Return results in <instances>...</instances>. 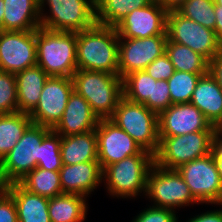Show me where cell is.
Listing matches in <instances>:
<instances>
[{
    "mask_svg": "<svg viewBox=\"0 0 222 222\" xmlns=\"http://www.w3.org/2000/svg\"><path fill=\"white\" fill-rule=\"evenodd\" d=\"M77 69L118 75L119 35L115 27L95 24L77 32Z\"/></svg>",
    "mask_w": 222,
    "mask_h": 222,
    "instance_id": "cell-1",
    "label": "cell"
},
{
    "mask_svg": "<svg viewBox=\"0 0 222 222\" xmlns=\"http://www.w3.org/2000/svg\"><path fill=\"white\" fill-rule=\"evenodd\" d=\"M77 32L36 29L37 65L48 76L71 78L77 70Z\"/></svg>",
    "mask_w": 222,
    "mask_h": 222,
    "instance_id": "cell-2",
    "label": "cell"
},
{
    "mask_svg": "<svg viewBox=\"0 0 222 222\" xmlns=\"http://www.w3.org/2000/svg\"><path fill=\"white\" fill-rule=\"evenodd\" d=\"M74 91L84 97L100 119H110L123 97V80L119 75L77 69L71 77Z\"/></svg>",
    "mask_w": 222,
    "mask_h": 222,
    "instance_id": "cell-3",
    "label": "cell"
},
{
    "mask_svg": "<svg viewBox=\"0 0 222 222\" xmlns=\"http://www.w3.org/2000/svg\"><path fill=\"white\" fill-rule=\"evenodd\" d=\"M155 163L153 154H137L106 166L102 180L111 196L134 198L139 193L145 195L147 176Z\"/></svg>",
    "mask_w": 222,
    "mask_h": 222,
    "instance_id": "cell-4",
    "label": "cell"
},
{
    "mask_svg": "<svg viewBox=\"0 0 222 222\" xmlns=\"http://www.w3.org/2000/svg\"><path fill=\"white\" fill-rule=\"evenodd\" d=\"M110 120L129 134L143 150L153 155L157 153L160 145L157 113L123 96Z\"/></svg>",
    "mask_w": 222,
    "mask_h": 222,
    "instance_id": "cell-5",
    "label": "cell"
},
{
    "mask_svg": "<svg viewBox=\"0 0 222 222\" xmlns=\"http://www.w3.org/2000/svg\"><path fill=\"white\" fill-rule=\"evenodd\" d=\"M45 3L51 15L43 13ZM39 9L41 27L51 31L80 32L96 24L95 0H39Z\"/></svg>",
    "mask_w": 222,
    "mask_h": 222,
    "instance_id": "cell-6",
    "label": "cell"
},
{
    "mask_svg": "<svg viewBox=\"0 0 222 222\" xmlns=\"http://www.w3.org/2000/svg\"><path fill=\"white\" fill-rule=\"evenodd\" d=\"M51 128L31 123L0 162V184L18 183L39 163V145Z\"/></svg>",
    "mask_w": 222,
    "mask_h": 222,
    "instance_id": "cell-7",
    "label": "cell"
},
{
    "mask_svg": "<svg viewBox=\"0 0 222 222\" xmlns=\"http://www.w3.org/2000/svg\"><path fill=\"white\" fill-rule=\"evenodd\" d=\"M214 134L215 131H196L180 136H159L155 164L165 169H177L184 163L208 155Z\"/></svg>",
    "mask_w": 222,
    "mask_h": 222,
    "instance_id": "cell-8",
    "label": "cell"
},
{
    "mask_svg": "<svg viewBox=\"0 0 222 222\" xmlns=\"http://www.w3.org/2000/svg\"><path fill=\"white\" fill-rule=\"evenodd\" d=\"M166 33L168 40L191 48L209 62L222 49V42L214 30L184 17L177 10L167 12Z\"/></svg>",
    "mask_w": 222,
    "mask_h": 222,
    "instance_id": "cell-9",
    "label": "cell"
},
{
    "mask_svg": "<svg viewBox=\"0 0 222 222\" xmlns=\"http://www.w3.org/2000/svg\"><path fill=\"white\" fill-rule=\"evenodd\" d=\"M145 195L153 200L152 206L171 210L199 203L176 169H165L155 163L147 176Z\"/></svg>",
    "mask_w": 222,
    "mask_h": 222,
    "instance_id": "cell-10",
    "label": "cell"
},
{
    "mask_svg": "<svg viewBox=\"0 0 222 222\" xmlns=\"http://www.w3.org/2000/svg\"><path fill=\"white\" fill-rule=\"evenodd\" d=\"M176 170L199 204L222 205V179L212 152L184 163Z\"/></svg>",
    "mask_w": 222,
    "mask_h": 222,
    "instance_id": "cell-11",
    "label": "cell"
},
{
    "mask_svg": "<svg viewBox=\"0 0 222 222\" xmlns=\"http://www.w3.org/2000/svg\"><path fill=\"white\" fill-rule=\"evenodd\" d=\"M167 33L148 38H119L118 75L144 70L165 53Z\"/></svg>",
    "mask_w": 222,
    "mask_h": 222,
    "instance_id": "cell-12",
    "label": "cell"
},
{
    "mask_svg": "<svg viewBox=\"0 0 222 222\" xmlns=\"http://www.w3.org/2000/svg\"><path fill=\"white\" fill-rule=\"evenodd\" d=\"M98 161L101 169L137 154H152L143 150L133 138L110 119H100L96 126Z\"/></svg>",
    "mask_w": 222,
    "mask_h": 222,
    "instance_id": "cell-13",
    "label": "cell"
},
{
    "mask_svg": "<svg viewBox=\"0 0 222 222\" xmlns=\"http://www.w3.org/2000/svg\"><path fill=\"white\" fill-rule=\"evenodd\" d=\"M35 65L36 30H0V70L16 74Z\"/></svg>",
    "mask_w": 222,
    "mask_h": 222,
    "instance_id": "cell-14",
    "label": "cell"
},
{
    "mask_svg": "<svg viewBox=\"0 0 222 222\" xmlns=\"http://www.w3.org/2000/svg\"><path fill=\"white\" fill-rule=\"evenodd\" d=\"M73 91L72 78L49 76L38 105L29 114L32 123L53 129L61 120Z\"/></svg>",
    "mask_w": 222,
    "mask_h": 222,
    "instance_id": "cell-15",
    "label": "cell"
},
{
    "mask_svg": "<svg viewBox=\"0 0 222 222\" xmlns=\"http://www.w3.org/2000/svg\"><path fill=\"white\" fill-rule=\"evenodd\" d=\"M166 19L167 11L153 0L130 12L115 28L119 38H148L166 32Z\"/></svg>",
    "mask_w": 222,
    "mask_h": 222,
    "instance_id": "cell-16",
    "label": "cell"
},
{
    "mask_svg": "<svg viewBox=\"0 0 222 222\" xmlns=\"http://www.w3.org/2000/svg\"><path fill=\"white\" fill-rule=\"evenodd\" d=\"M159 136H180L196 131H215L210 121L193 104H172L158 115Z\"/></svg>",
    "mask_w": 222,
    "mask_h": 222,
    "instance_id": "cell-17",
    "label": "cell"
},
{
    "mask_svg": "<svg viewBox=\"0 0 222 222\" xmlns=\"http://www.w3.org/2000/svg\"><path fill=\"white\" fill-rule=\"evenodd\" d=\"M102 171L99 161L62 164L59 170L62 192L87 197L102 183Z\"/></svg>",
    "mask_w": 222,
    "mask_h": 222,
    "instance_id": "cell-18",
    "label": "cell"
},
{
    "mask_svg": "<svg viewBox=\"0 0 222 222\" xmlns=\"http://www.w3.org/2000/svg\"><path fill=\"white\" fill-rule=\"evenodd\" d=\"M99 119L93 113L87 100L75 91L70 95L61 120L53 128L61 136L93 131Z\"/></svg>",
    "mask_w": 222,
    "mask_h": 222,
    "instance_id": "cell-19",
    "label": "cell"
},
{
    "mask_svg": "<svg viewBox=\"0 0 222 222\" xmlns=\"http://www.w3.org/2000/svg\"><path fill=\"white\" fill-rule=\"evenodd\" d=\"M190 103L195 105L213 126L222 119V89L210 71L200 77Z\"/></svg>",
    "mask_w": 222,
    "mask_h": 222,
    "instance_id": "cell-20",
    "label": "cell"
},
{
    "mask_svg": "<svg viewBox=\"0 0 222 222\" xmlns=\"http://www.w3.org/2000/svg\"><path fill=\"white\" fill-rule=\"evenodd\" d=\"M3 30L32 31L40 25L39 0H3Z\"/></svg>",
    "mask_w": 222,
    "mask_h": 222,
    "instance_id": "cell-21",
    "label": "cell"
},
{
    "mask_svg": "<svg viewBox=\"0 0 222 222\" xmlns=\"http://www.w3.org/2000/svg\"><path fill=\"white\" fill-rule=\"evenodd\" d=\"M3 188L14 199L18 222H51L48 214L49 198L33 194L19 183H11Z\"/></svg>",
    "mask_w": 222,
    "mask_h": 222,
    "instance_id": "cell-22",
    "label": "cell"
},
{
    "mask_svg": "<svg viewBox=\"0 0 222 222\" xmlns=\"http://www.w3.org/2000/svg\"><path fill=\"white\" fill-rule=\"evenodd\" d=\"M15 76L18 112L30 114L38 105L40 94L49 76L38 65L26 68Z\"/></svg>",
    "mask_w": 222,
    "mask_h": 222,
    "instance_id": "cell-23",
    "label": "cell"
},
{
    "mask_svg": "<svg viewBox=\"0 0 222 222\" xmlns=\"http://www.w3.org/2000/svg\"><path fill=\"white\" fill-rule=\"evenodd\" d=\"M60 153L62 164L64 165L98 161L97 136L95 130L75 135L61 136Z\"/></svg>",
    "mask_w": 222,
    "mask_h": 222,
    "instance_id": "cell-24",
    "label": "cell"
},
{
    "mask_svg": "<svg viewBox=\"0 0 222 222\" xmlns=\"http://www.w3.org/2000/svg\"><path fill=\"white\" fill-rule=\"evenodd\" d=\"M86 197L63 193L49 198L48 214L51 222H83L86 219Z\"/></svg>",
    "mask_w": 222,
    "mask_h": 222,
    "instance_id": "cell-25",
    "label": "cell"
},
{
    "mask_svg": "<svg viewBox=\"0 0 222 222\" xmlns=\"http://www.w3.org/2000/svg\"><path fill=\"white\" fill-rule=\"evenodd\" d=\"M153 0H95L96 24L115 27L135 9L150 4Z\"/></svg>",
    "mask_w": 222,
    "mask_h": 222,
    "instance_id": "cell-26",
    "label": "cell"
},
{
    "mask_svg": "<svg viewBox=\"0 0 222 222\" xmlns=\"http://www.w3.org/2000/svg\"><path fill=\"white\" fill-rule=\"evenodd\" d=\"M165 53L175 70L189 73H208L210 62L191 48L167 39Z\"/></svg>",
    "mask_w": 222,
    "mask_h": 222,
    "instance_id": "cell-27",
    "label": "cell"
},
{
    "mask_svg": "<svg viewBox=\"0 0 222 222\" xmlns=\"http://www.w3.org/2000/svg\"><path fill=\"white\" fill-rule=\"evenodd\" d=\"M31 123L27 113L0 114V162L17 144Z\"/></svg>",
    "mask_w": 222,
    "mask_h": 222,
    "instance_id": "cell-28",
    "label": "cell"
},
{
    "mask_svg": "<svg viewBox=\"0 0 222 222\" xmlns=\"http://www.w3.org/2000/svg\"><path fill=\"white\" fill-rule=\"evenodd\" d=\"M27 191L46 198L63 194L59 171L36 167L18 182Z\"/></svg>",
    "mask_w": 222,
    "mask_h": 222,
    "instance_id": "cell-29",
    "label": "cell"
},
{
    "mask_svg": "<svg viewBox=\"0 0 222 222\" xmlns=\"http://www.w3.org/2000/svg\"><path fill=\"white\" fill-rule=\"evenodd\" d=\"M122 80L123 96L132 102L141 104L148 98H152L153 81H157L145 70L132 72Z\"/></svg>",
    "mask_w": 222,
    "mask_h": 222,
    "instance_id": "cell-30",
    "label": "cell"
},
{
    "mask_svg": "<svg viewBox=\"0 0 222 222\" xmlns=\"http://www.w3.org/2000/svg\"><path fill=\"white\" fill-rule=\"evenodd\" d=\"M206 73H189L175 70L174 74L167 80L171 103H190V99L196 88L197 82Z\"/></svg>",
    "mask_w": 222,
    "mask_h": 222,
    "instance_id": "cell-31",
    "label": "cell"
},
{
    "mask_svg": "<svg viewBox=\"0 0 222 222\" xmlns=\"http://www.w3.org/2000/svg\"><path fill=\"white\" fill-rule=\"evenodd\" d=\"M177 11L205 28L215 30V2L212 0H187Z\"/></svg>",
    "mask_w": 222,
    "mask_h": 222,
    "instance_id": "cell-32",
    "label": "cell"
},
{
    "mask_svg": "<svg viewBox=\"0 0 222 222\" xmlns=\"http://www.w3.org/2000/svg\"><path fill=\"white\" fill-rule=\"evenodd\" d=\"M61 135L51 129L39 145V163L41 169L59 171L62 167L60 153Z\"/></svg>",
    "mask_w": 222,
    "mask_h": 222,
    "instance_id": "cell-33",
    "label": "cell"
},
{
    "mask_svg": "<svg viewBox=\"0 0 222 222\" xmlns=\"http://www.w3.org/2000/svg\"><path fill=\"white\" fill-rule=\"evenodd\" d=\"M18 112L16 76L0 70V114Z\"/></svg>",
    "mask_w": 222,
    "mask_h": 222,
    "instance_id": "cell-34",
    "label": "cell"
},
{
    "mask_svg": "<svg viewBox=\"0 0 222 222\" xmlns=\"http://www.w3.org/2000/svg\"><path fill=\"white\" fill-rule=\"evenodd\" d=\"M143 104L158 115L171 106L168 82L163 80L153 81L152 98H148Z\"/></svg>",
    "mask_w": 222,
    "mask_h": 222,
    "instance_id": "cell-35",
    "label": "cell"
},
{
    "mask_svg": "<svg viewBox=\"0 0 222 222\" xmlns=\"http://www.w3.org/2000/svg\"><path fill=\"white\" fill-rule=\"evenodd\" d=\"M175 210L150 206L138 214L132 222H178Z\"/></svg>",
    "mask_w": 222,
    "mask_h": 222,
    "instance_id": "cell-36",
    "label": "cell"
},
{
    "mask_svg": "<svg viewBox=\"0 0 222 222\" xmlns=\"http://www.w3.org/2000/svg\"><path fill=\"white\" fill-rule=\"evenodd\" d=\"M155 80L167 81L175 72V68L166 53L156 58L144 69Z\"/></svg>",
    "mask_w": 222,
    "mask_h": 222,
    "instance_id": "cell-37",
    "label": "cell"
},
{
    "mask_svg": "<svg viewBox=\"0 0 222 222\" xmlns=\"http://www.w3.org/2000/svg\"><path fill=\"white\" fill-rule=\"evenodd\" d=\"M0 222H18L14 199L3 187L0 188Z\"/></svg>",
    "mask_w": 222,
    "mask_h": 222,
    "instance_id": "cell-38",
    "label": "cell"
},
{
    "mask_svg": "<svg viewBox=\"0 0 222 222\" xmlns=\"http://www.w3.org/2000/svg\"><path fill=\"white\" fill-rule=\"evenodd\" d=\"M214 161L216 163L218 172L222 179V136L215 133L212 139V150H211Z\"/></svg>",
    "mask_w": 222,
    "mask_h": 222,
    "instance_id": "cell-39",
    "label": "cell"
},
{
    "mask_svg": "<svg viewBox=\"0 0 222 222\" xmlns=\"http://www.w3.org/2000/svg\"><path fill=\"white\" fill-rule=\"evenodd\" d=\"M209 71L216 78L220 88L222 89V49L210 61Z\"/></svg>",
    "mask_w": 222,
    "mask_h": 222,
    "instance_id": "cell-40",
    "label": "cell"
},
{
    "mask_svg": "<svg viewBox=\"0 0 222 222\" xmlns=\"http://www.w3.org/2000/svg\"><path fill=\"white\" fill-rule=\"evenodd\" d=\"M187 222H222V210L207 211L193 216Z\"/></svg>",
    "mask_w": 222,
    "mask_h": 222,
    "instance_id": "cell-41",
    "label": "cell"
},
{
    "mask_svg": "<svg viewBox=\"0 0 222 222\" xmlns=\"http://www.w3.org/2000/svg\"><path fill=\"white\" fill-rule=\"evenodd\" d=\"M215 15H216V23H215V30L217 37L222 42V7L218 6L215 3Z\"/></svg>",
    "mask_w": 222,
    "mask_h": 222,
    "instance_id": "cell-42",
    "label": "cell"
},
{
    "mask_svg": "<svg viewBox=\"0 0 222 222\" xmlns=\"http://www.w3.org/2000/svg\"><path fill=\"white\" fill-rule=\"evenodd\" d=\"M158 3L167 11L177 10L187 0H157Z\"/></svg>",
    "mask_w": 222,
    "mask_h": 222,
    "instance_id": "cell-43",
    "label": "cell"
},
{
    "mask_svg": "<svg viewBox=\"0 0 222 222\" xmlns=\"http://www.w3.org/2000/svg\"><path fill=\"white\" fill-rule=\"evenodd\" d=\"M4 2L0 0V30H3Z\"/></svg>",
    "mask_w": 222,
    "mask_h": 222,
    "instance_id": "cell-44",
    "label": "cell"
},
{
    "mask_svg": "<svg viewBox=\"0 0 222 222\" xmlns=\"http://www.w3.org/2000/svg\"><path fill=\"white\" fill-rule=\"evenodd\" d=\"M215 133L220 134L222 136V119L220 122L215 126Z\"/></svg>",
    "mask_w": 222,
    "mask_h": 222,
    "instance_id": "cell-45",
    "label": "cell"
},
{
    "mask_svg": "<svg viewBox=\"0 0 222 222\" xmlns=\"http://www.w3.org/2000/svg\"><path fill=\"white\" fill-rule=\"evenodd\" d=\"M215 3H216L218 6H221V7H222V0H216Z\"/></svg>",
    "mask_w": 222,
    "mask_h": 222,
    "instance_id": "cell-46",
    "label": "cell"
}]
</instances>
